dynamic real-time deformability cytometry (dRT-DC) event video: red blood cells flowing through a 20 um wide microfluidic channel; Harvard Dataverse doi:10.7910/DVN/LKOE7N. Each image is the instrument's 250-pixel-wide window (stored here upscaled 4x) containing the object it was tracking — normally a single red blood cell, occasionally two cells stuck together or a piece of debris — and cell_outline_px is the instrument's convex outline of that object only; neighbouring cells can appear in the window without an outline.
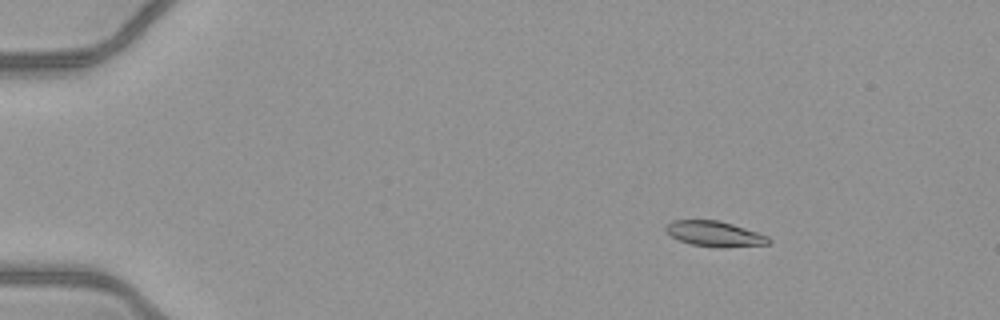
{"species": "common noctule bat (a hibernating species)", "species_latin": "Nyctalus noctula", "temperature_condition": "warm", "stored_images_in_passage": 45, "camera_frame_rate_fps": 3000, "um_per_image_px": 0.085, "animal": {"sex": "female", "body_mass_g": 21.9}, "frame": {"image": 1, "passage_image": 1, "time_ms": 0.0, "image_size_px": [1000, 320], "cell_outline_px": [[772, 240], [768, 244], [724, 248], [716, 248], [692, 244], [680, 240], [672, 236], [664, 228], [672, 220], [720, 220], [768, 236]], "centroid_in_image_um": [60.77, 19.88], "position_along_channel_um": 24.2, "area_um2": 15.14}}
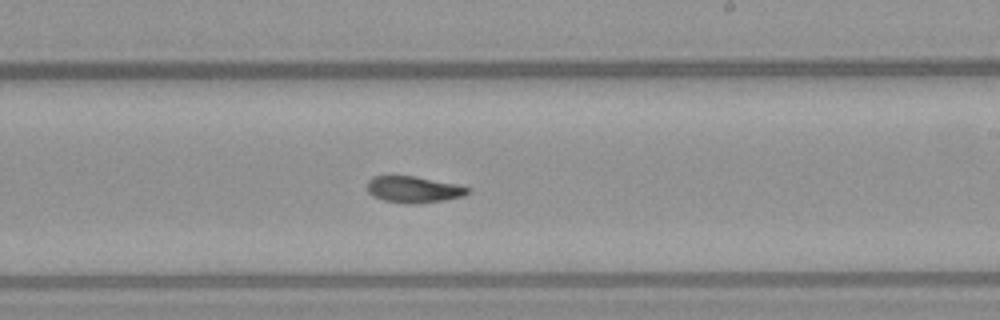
{"frame": {"image": 2, "passage_image": 25, "time_ms": 8.0, "image_size_px": [1000, 320], "cell_outline_px": [[472, 192], [464, 196], [444, 200], [416, 204], [404, 204], [384, 200], [372, 196], [368, 192], [368, 180], [372, 176], [416, 176], [456, 184], [472, 188]], "centroid_in_image_um": [35.19, 16.11], "position_along_channel_um": 253.8, "area_um2": 15.72}}
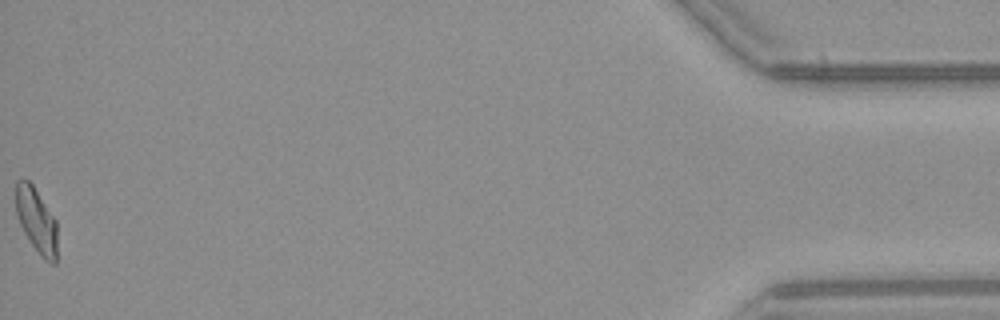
{"frame": {"image": 3, "passage_image": 45, "time_ms": 14.667, "image_size_px": [1000, 320], "cell_outline_px": [[56, 264], [52, 264], [44, 260], [40, 256], [24, 232], [20, 224], [16, 212], [16, 180], [20, 176], [28, 180], [32, 184], [56, 220]], "centroid_in_image_um": [3.08, 18.71], "position_along_channel_um": 432.1, "area_um2": 15.61}, "authors_computed_cell_mechanics": {"area_um2": 15.7794, "velocity_mm_per_s": 4.0998, "shape_relaxation_time_tau1_ms": 3.9762, "shape_relaxation_time_tau2_ms": 1.7563, "deformation_change_tau1": 0.1799, "deformation_change_tau2": 0.0853}}